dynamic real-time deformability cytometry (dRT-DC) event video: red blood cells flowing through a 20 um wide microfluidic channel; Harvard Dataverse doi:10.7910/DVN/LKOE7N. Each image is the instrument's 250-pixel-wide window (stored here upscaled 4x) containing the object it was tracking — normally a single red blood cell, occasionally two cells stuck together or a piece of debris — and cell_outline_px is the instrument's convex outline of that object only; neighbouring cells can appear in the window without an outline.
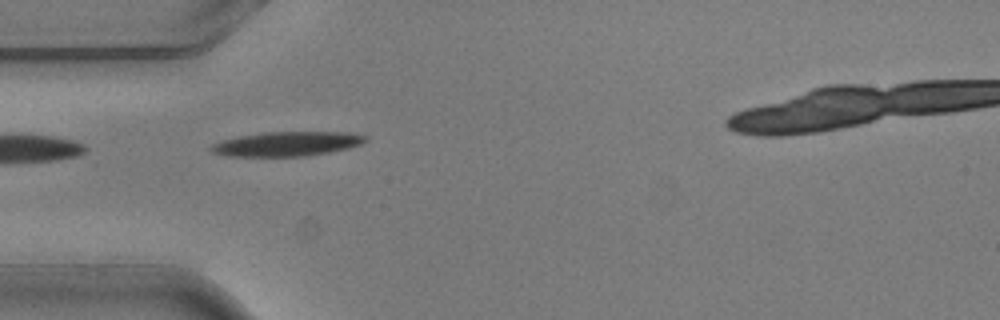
{"species": "common noctule bat (a hibernating species)", "species_latin": "Nyctalus noctula", "temperature_condition": "warm", "stored_images_in_passage": 7, "camera_frame_rate_fps": 3000, "um_per_image_px": 0.085, "animal": {"sex": "male", "body_mass_g": 20.5, "forearm_length_mm": 52.5}, "frame": {"image": 1, "passage_image": 4, "time_ms": 1.0, "image_size_px": [1000, 320], "cell_outline_px": [[368, 140], [360, 144], [348, 148], [332, 152], [304, 156], [224, 156], [212, 152], [208, 148], [212, 144], [220, 140], [240, 136], [264, 132], [352, 132], [368, 136]], "centroid_in_image_um": [24.39, 12.22], "position_along_channel_um": 60.6, "area_um2": 22.2}}
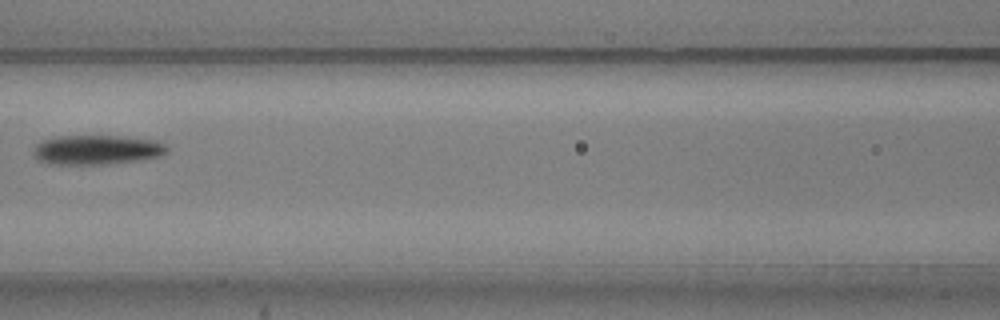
{"frame": {"image": 2, "passage_image": 6, "time_ms": 1.667, "image_size_px": [1000, 320], "cell_outline_px": [[168, 152], [160, 156], [136, 160], [100, 164], [48, 164], [36, 160], [32, 152], [36, 144], [40, 140], [56, 136], [120, 136], [160, 140], [168, 148]], "centroid_in_image_um": [8.19, 12.72], "position_along_channel_um": 158.4, "area_um2": 23.18}}
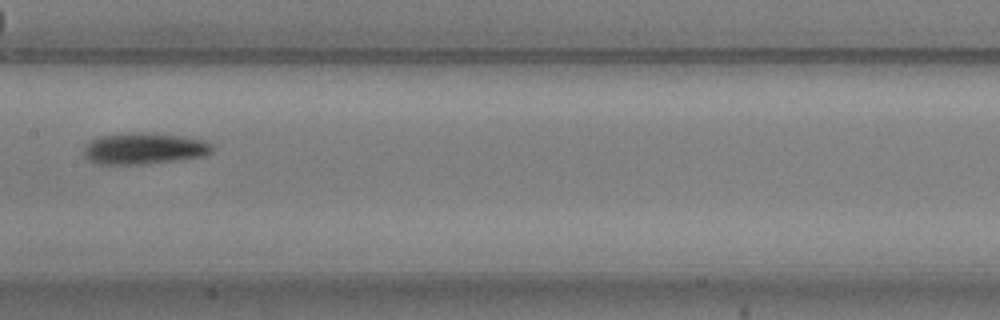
{"frame": {"image": 3, "passage_image": 7, "time_ms": 2.0, "image_size_px": [1000, 320], "cell_outline_px": [[212, 152], [204, 156], [148, 164], [100, 164], [88, 160], [84, 156], [84, 148], [92, 140], [100, 136], [128, 132], [144, 132], [184, 136], [204, 140], [212, 144]], "centroid_in_image_um": [12.26, 12.62], "position_along_channel_um": 195.1, "area_um2": 23.58}}